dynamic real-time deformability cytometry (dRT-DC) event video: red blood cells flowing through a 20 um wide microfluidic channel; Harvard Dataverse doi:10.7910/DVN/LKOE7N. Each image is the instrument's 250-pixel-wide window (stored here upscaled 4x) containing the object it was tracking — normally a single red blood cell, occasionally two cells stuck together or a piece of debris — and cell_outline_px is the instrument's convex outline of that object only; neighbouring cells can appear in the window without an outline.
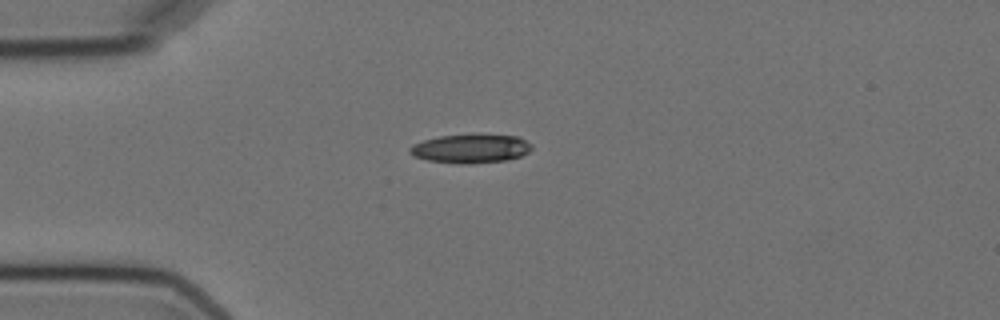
{"species": "Egyptian fruit bat (a non-hibernating species)", "species_latin": "Rousettus aegyptiacus", "temperature_condition": "cold", "stored_images_in_passage": 8, "camera_frame_rate_fps": 3000, "um_per_image_px": 0.085, "animal": {"sex": "female"}, "frame": {"image": 1, "passage_image": 2, "time_ms": 1.0, "image_size_px": [1000, 320], "cell_outline_px": [[532, 148], [528, 152], [520, 156], [504, 160], [468, 164], [428, 160], [416, 156], [408, 152], [408, 148], [412, 144], [424, 140], [440, 136], [472, 132], [476, 132], [520, 136], [532, 144]], "centroid_in_image_um": [40.04, 12.57], "position_along_channel_um": 45.0, "area_um2": 21.04}}
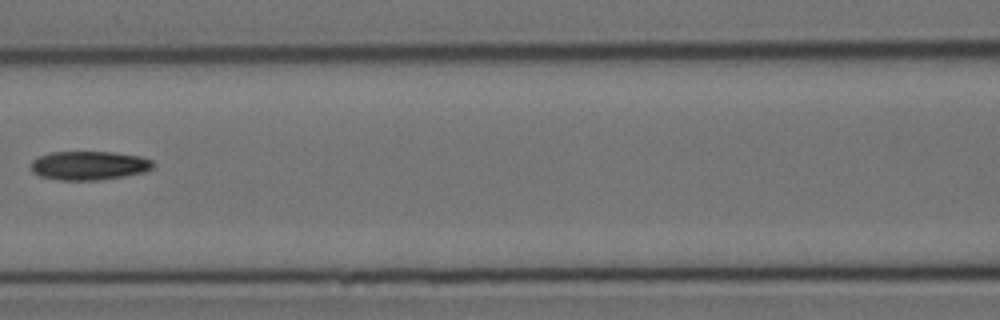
{"frame": {"image": 2, "passage_image": 5, "time_ms": 4.667, "image_size_px": [1000, 320], "cell_outline_px": [[152, 168], [144, 172], [124, 176], [100, 180], [56, 180], [40, 176], [32, 172], [32, 160], [40, 156], [52, 152], [112, 152], [140, 156], [152, 160]], "centroid_in_image_um": [7.55, 14.07], "position_along_channel_um": 159.0, "area_um2": 20.46}}
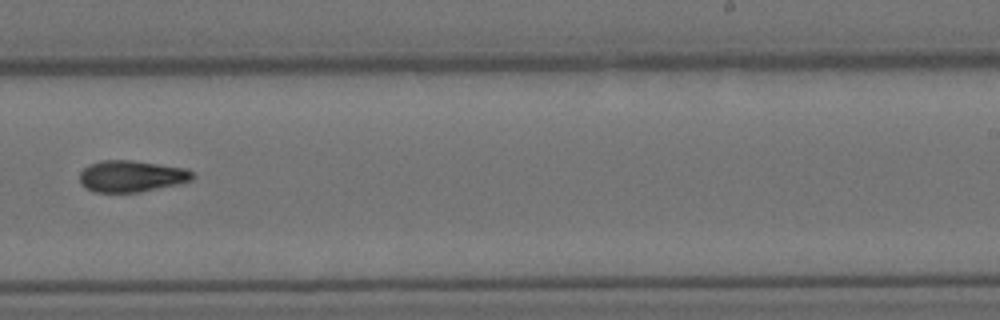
{"frame": {"image": 3, "passage_image": 8, "time_ms": 8.0, "image_size_px": [1000, 320], "cell_outline_px": [[196, 176], [192, 180], [180, 184], [140, 192], [92, 192], [80, 184], [80, 172], [88, 164], [100, 160], [132, 160], [184, 168], [192, 172]], "centroid_in_image_um": [11.16, 14.98], "position_along_channel_um": 277.8, "area_um2": 20.92}}